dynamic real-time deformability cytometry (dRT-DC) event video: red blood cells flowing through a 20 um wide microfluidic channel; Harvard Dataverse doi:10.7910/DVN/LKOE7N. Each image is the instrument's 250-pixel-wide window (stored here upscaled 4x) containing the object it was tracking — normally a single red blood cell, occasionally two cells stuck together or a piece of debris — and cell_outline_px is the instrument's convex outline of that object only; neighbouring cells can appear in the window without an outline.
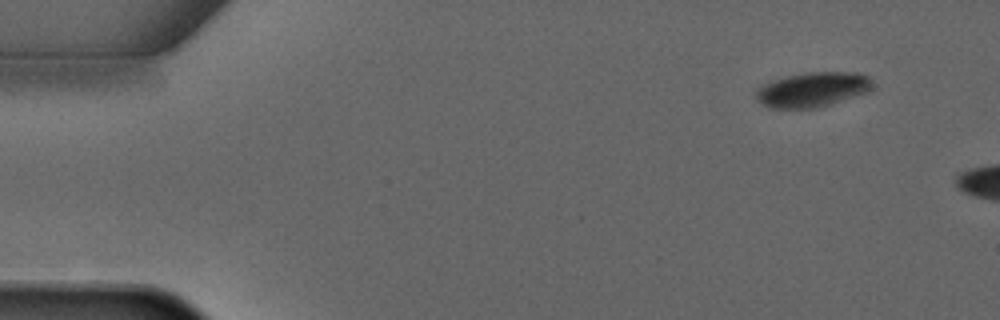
{"species": "common noctule bat (a hibernating species)", "species_latin": "Nyctalus noctula", "temperature_condition": "warm", "stored_images_in_passage": 2, "camera_frame_rate_fps": 3000, "um_per_image_px": 0.085, "animal": {"sex": "male", "forearm_length_mm": 52.5}, "frame": {"image": 1, "passage_image": 1, "time_ms": 0.0, "image_size_px": [1000, 320], "cell_outline_px": [[868, 92], [820, 108], [772, 108], [756, 100], [756, 88], [764, 84], [784, 76], [808, 72], [856, 72], [868, 76]], "centroid_in_image_um": [69.01, 7.62], "position_along_channel_um": 16.0, "area_um2": 23.41}}